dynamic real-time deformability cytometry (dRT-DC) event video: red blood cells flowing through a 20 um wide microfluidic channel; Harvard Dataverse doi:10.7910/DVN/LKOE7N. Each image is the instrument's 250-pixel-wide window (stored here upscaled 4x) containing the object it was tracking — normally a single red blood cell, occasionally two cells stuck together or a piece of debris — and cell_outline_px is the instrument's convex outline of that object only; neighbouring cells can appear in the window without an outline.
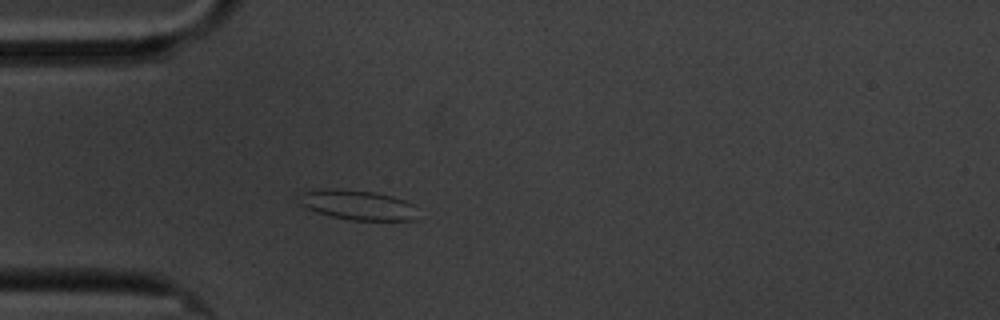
{"species": "common noctule bat (a hibernating species)", "species_latin": "Nyctalus noctula", "temperature_condition": "cold", "stored_images_in_passage": 4, "camera_frame_rate_fps": 3000, "um_per_image_px": 0.085, "animal": {"sex": "male", "body_mass_g": 20.1, "forearm_length_mm": 53.5}, "frame": {"image": 1, "passage_image": 4, "time_ms": 3.333, "image_size_px": [1000, 320], "cell_outline_px": [[416, 220], [352, 220], [332, 216], [316, 212], [300, 204], [300, 192], [328, 188], [376, 192], [392, 196], [416, 204]], "centroid_in_image_um": [30.44, 17.42], "position_along_channel_um": 54.6, "area_um2": 20.58}}